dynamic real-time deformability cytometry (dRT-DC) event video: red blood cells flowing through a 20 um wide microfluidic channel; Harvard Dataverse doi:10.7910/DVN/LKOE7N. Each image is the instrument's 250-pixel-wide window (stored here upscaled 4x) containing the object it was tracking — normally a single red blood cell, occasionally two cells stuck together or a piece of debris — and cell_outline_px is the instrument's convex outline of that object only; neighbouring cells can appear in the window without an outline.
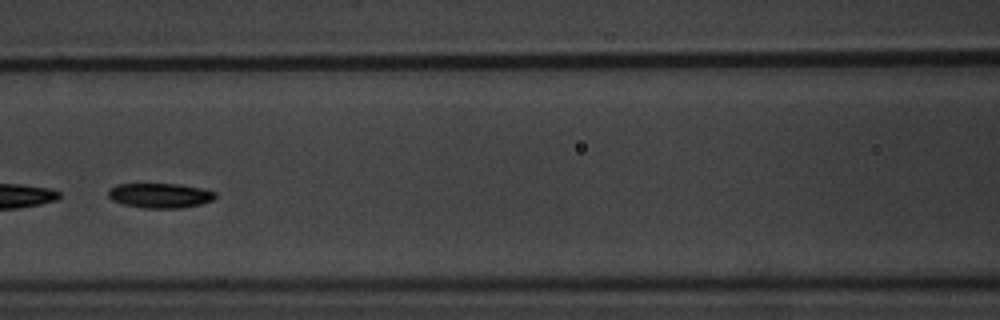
{"species": "common noctule bat (a hibernating species)", "species_latin": "Nyctalus noctula", "temperature_condition": "warm", "stored_images_in_passage": 11, "camera_frame_rate_fps": 3000, "um_per_image_px": 0.085, "animal": {"sex": "male", "body_mass_g": 20.1, "forearm_length_mm": 53.5}, "frame": {"image": 1, "passage_image": 8, "time_ms": 9.0, "image_size_px": [1000, 320], "cell_outline_px": [[216, 196], [212, 200], [200, 204], [180, 208], [144, 208], [124, 204], [112, 200], [108, 196], [108, 188], [116, 184], [176, 184], [204, 188], [216, 192]], "centroid_in_image_um": [13.59, 16.61], "position_along_channel_um": 153.0, "area_um2": 15.49}}